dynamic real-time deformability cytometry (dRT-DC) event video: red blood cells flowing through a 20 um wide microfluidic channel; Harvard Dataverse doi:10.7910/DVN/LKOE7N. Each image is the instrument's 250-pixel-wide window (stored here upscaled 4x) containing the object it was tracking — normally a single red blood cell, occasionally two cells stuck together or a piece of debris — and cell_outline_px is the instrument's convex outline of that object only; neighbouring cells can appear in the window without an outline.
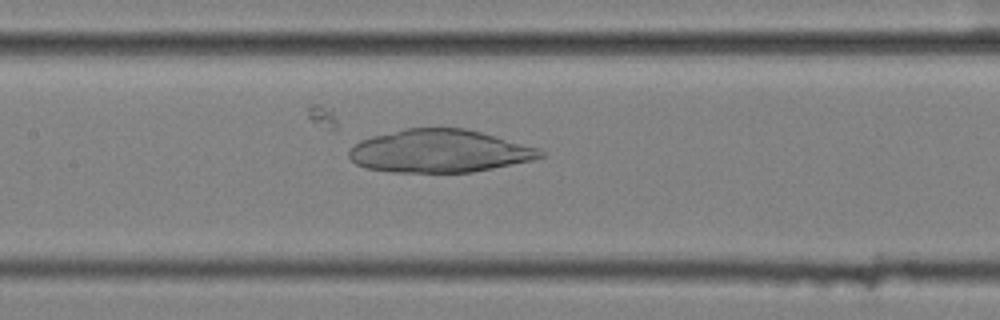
{"species": "common noctule bat (a hibernating species)", "species_latin": "Nyctalus noctula", "temperature_condition": "cold", "stored_images_in_passage": 45, "camera_frame_rate_fps": 3000, "um_per_image_px": 0.085, "animal": {"sex": "female", "body_mass_g": 25.1}, "frame": {"image": 1, "passage_image": 16, "time_ms": 5.0, "image_size_px": [1000, 320], "cell_outline_px": [[544, 156], [532, 160], [472, 172], [392, 172], [364, 168], [356, 164], [348, 156], [348, 152], [360, 140], [372, 136], [408, 128], [464, 128], [496, 136], [540, 148], [544, 152]], "centroid_in_image_um": [37.35, 12.85], "position_along_channel_um": 170.0, "area_um2": 47.57}}